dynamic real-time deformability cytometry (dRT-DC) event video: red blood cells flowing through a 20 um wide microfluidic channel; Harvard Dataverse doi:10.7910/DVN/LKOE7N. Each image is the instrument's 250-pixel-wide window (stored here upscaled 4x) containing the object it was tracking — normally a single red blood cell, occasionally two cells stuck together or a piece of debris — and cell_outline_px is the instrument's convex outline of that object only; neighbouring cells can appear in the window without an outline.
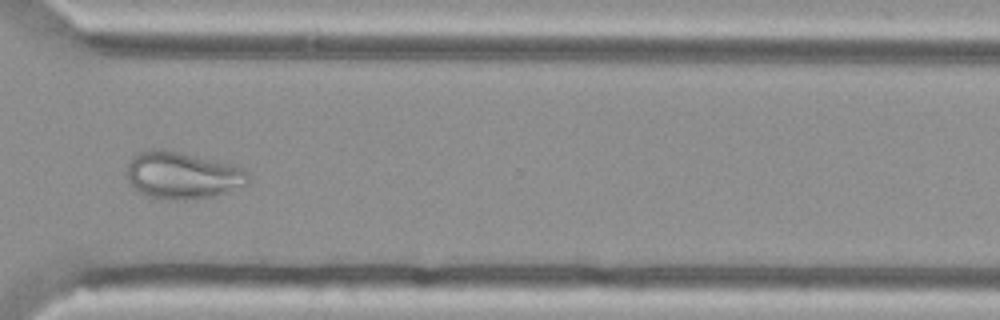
{"species": "Egyptian fruit bat (a non-hibernating species)", "species_latin": "Rousettus aegyptiacus", "temperature_condition": "cold", "stored_images_in_passage": 50, "camera_frame_rate_fps": 3000, "um_per_image_px": 0.085, "animal": {"sex": "female"}, "frame": {"image": 1, "passage_image": 36, "time_ms": 11.667, "image_size_px": [1000, 320], "cell_outline_px": [[248, 184], [212, 196], [184, 200], [176, 200], [152, 196], [140, 192], [128, 180], [128, 164], [132, 156], [136, 152], [160, 148], [232, 164], [244, 168], [248, 172]], "centroid_in_image_um": [15.51, 14.88], "position_along_channel_um": 355.1, "area_um2": 32.77}}